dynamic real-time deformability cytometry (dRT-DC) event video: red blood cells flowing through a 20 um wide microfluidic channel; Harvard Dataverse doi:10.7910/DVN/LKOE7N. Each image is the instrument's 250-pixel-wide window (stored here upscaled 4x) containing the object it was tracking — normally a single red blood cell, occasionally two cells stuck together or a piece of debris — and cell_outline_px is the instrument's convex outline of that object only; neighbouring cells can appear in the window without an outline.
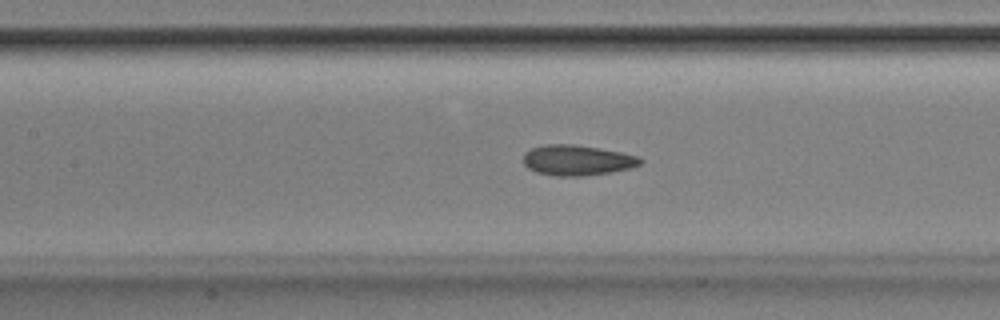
{"species": "Egyptian fruit bat (a non-hibernating species)", "species_latin": "Rousettus aegyptiacus", "temperature_condition": "room temperature", "stored_images_in_passage": 52, "camera_frame_rate_fps": 3000, "um_per_image_px": 0.085, "animal": {"sex": "male"}, "frame": {"image": 1, "passage_image": 24, "time_ms": 7.667, "image_size_px": [1000, 320], "cell_outline_px": [[644, 160], [640, 164], [632, 168], [608, 172], [580, 176], [556, 176], [536, 172], [528, 168], [524, 164], [524, 152], [532, 148], [544, 144], [572, 144], [600, 148], [640, 156]], "centroid_in_image_um": [49.06, 13.61], "position_along_channel_um": 158.3, "area_um2": 20.75}}
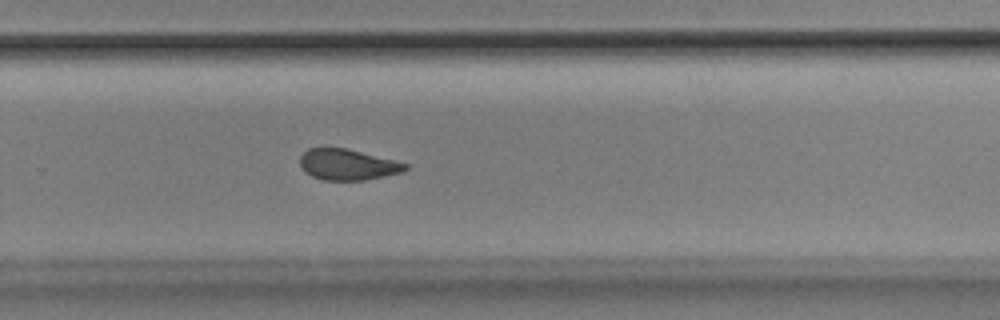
{"frame": {"image": 2, "passage_image": 35, "time_ms": 11.333, "image_size_px": [1000, 320], "cell_outline_px": [[408, 168], [404, 172], [364, 180], [324, 180], [312, 176], [300, 164], [300, 156], [308, 148], [344, 148], [396, 160], [408, 164]], "centroid_in_image_um": [29.59, 13.99], "position_along_channel_um": 300.2, "area_um2": 18.79}}
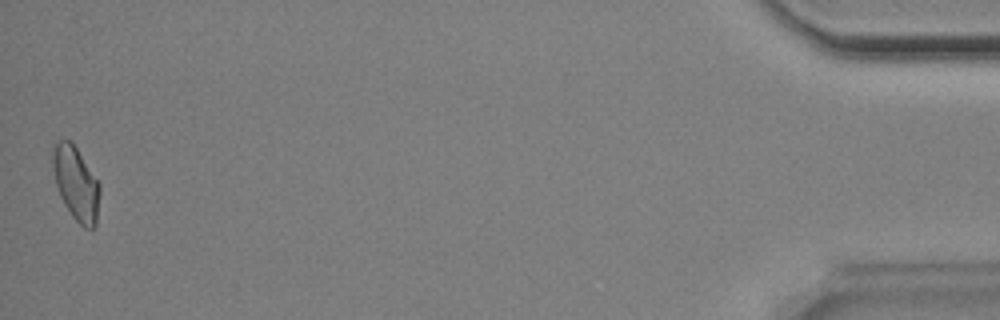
{"frame": {"image": 3, "passage_image": 52, "time_ms": 17.0, "image_size_px": [1000, 320], "cell_outline_px": [[100, 192], [96, 224], [92, 228], [84, 228], [72, 216], [64, 204], [60, 196], [56, 184], [52, 164], [52, 148], [60, 140], [72, 140], [100, 184]], "centroid_in_image_um": [6.46, 15.58], "position_along_channel_um": 428.7, "area_um2": 20.17}, "authors_computed_cell_mechanics": {"area_um2": 20.519, "velocity_mm_per_s": 3.8892, "shape_relaxation_time_tau1_ms": 3.5194, "shape_relaxation_time_tau2_ms": 1.9338, "deformation_change_tau1": 0.1032, "deformation_change_tau2": 0.073}}